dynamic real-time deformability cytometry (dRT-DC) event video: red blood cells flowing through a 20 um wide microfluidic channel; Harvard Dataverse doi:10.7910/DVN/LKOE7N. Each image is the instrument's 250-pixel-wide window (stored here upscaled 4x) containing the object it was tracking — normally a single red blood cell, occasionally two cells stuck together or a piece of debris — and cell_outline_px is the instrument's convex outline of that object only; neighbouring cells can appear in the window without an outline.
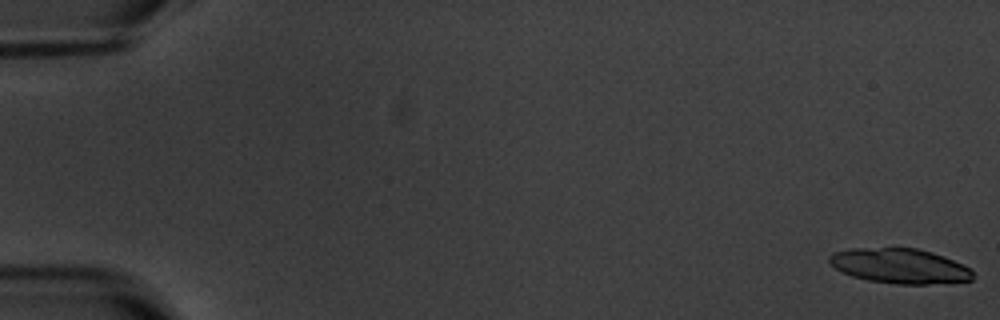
{"species": "common noctule bat (a hibernating species)", "species_latin": "Nyctalus noctula", "temperature_condition": "warm", "stored_images_in_passage": 6, "camera_frame_rate_fps": 3000, "um_per_image_px": 0.085, "animal": {"sex": "male", "body_mass_g": 20.1, "forearm_length_mm": 53.5}, "frame": {"image": 1, "passage_image": 1, "time_ms": 0.0, "image_size_px": [1000, 320], "cell_outline_px": [[972, 280], [928, 284], [896, 284], [868, 280], [852, 276], [836, 268], [828, 260], [828, 256], [832, 252], [848, 248], [916, 248], [932, 252], [944, 256], [972, 268]], "centroid_in_image_um": [76.47, 22.6], "position_along_channel_um": 8.5, "area_um2": 29.19}}